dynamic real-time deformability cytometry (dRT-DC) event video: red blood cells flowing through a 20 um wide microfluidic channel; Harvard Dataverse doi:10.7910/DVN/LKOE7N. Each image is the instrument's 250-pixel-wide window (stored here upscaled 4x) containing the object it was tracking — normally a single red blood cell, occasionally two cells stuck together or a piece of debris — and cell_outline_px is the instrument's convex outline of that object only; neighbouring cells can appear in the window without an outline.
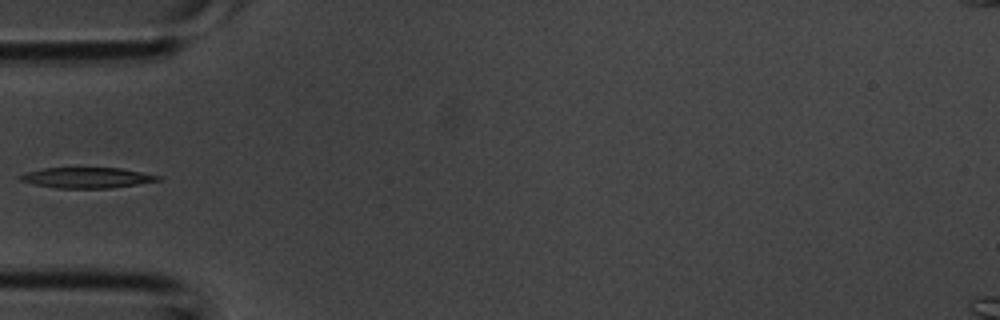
{"species": "common noctule bat (a hibernating species)", "species_latin": "Nyctalus noctula", "temperature_condition": "room temperature", "stored_images_in_passage": 2, "camera_frame_rate_fps": 3000, "um_per_image_px": 0.085, "animal": {"sex": "male", "body_mass_g": 20.1, "forearm_length_mm": 53.5}, "frame": {"image": 1, "passage_image": 2, "time_ms": 0.333, "image_size_px": [1000, 320], "cell_outline_px": [[160, 180], [136, 184], [108, 188], [56, 188], [36, 184], [20, 180], [20, 176], [28, 172], [44, 168], [120, 168], [160, 176]], "centroid_in_image_um": [7.39, 15.1], "position_along_channel_um": 77.6, "area_um2": 16.07}}